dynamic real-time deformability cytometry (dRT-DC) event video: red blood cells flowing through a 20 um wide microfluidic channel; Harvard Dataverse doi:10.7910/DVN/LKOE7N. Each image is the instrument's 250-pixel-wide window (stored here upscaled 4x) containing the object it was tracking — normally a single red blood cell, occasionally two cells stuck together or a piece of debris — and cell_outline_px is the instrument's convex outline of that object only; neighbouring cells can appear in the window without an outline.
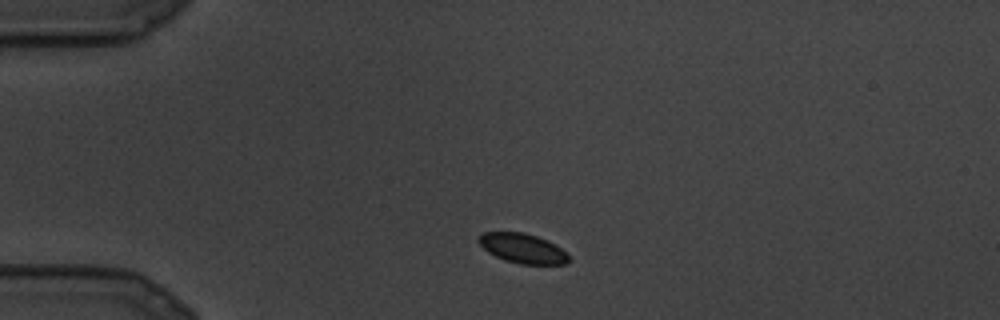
{"species": "common noctule bat (a hibernating species)", "species_latin": "Nyctalus noctula", "temperature_condition": "cold", "stored_images_in_passage": 5, "camera_frame_rate_fps": 3000, "um_per_image_px": 0.085, "animal": {"sex": "male", "body_mass_g": 19.5, "forearm_length_mm": 54.6}, "frame": {"image": 1, "passage_image": 1, "time_ms": 0.0, "image_size_px": [1000, 320], "cell_outline_px": [[568, 260], [564, 264], [520, 264], [504, 260], [488, 252], [476, 240], [484, 232], [524, 232], [548, 240], [556, 244], [568, 256]], "centroid_in_image_um": [44.4, 21.1], "position_along_channel_um": 40.6, "area_um2": 15.43}}
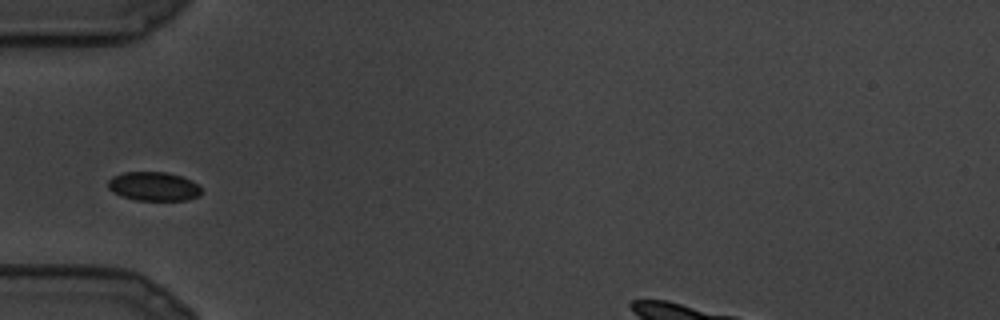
{"frame": {"image": 2, "passage_image": 4, "time_ms": 1.0, "image_size_px": [1000, 320], "cell_outline_px": [[200, 196], [188, 200], [136, 200], [112, 192], [108, 188], [108, 180], [112, 176], [124, 172], [168, 172], [192, 180], [200, 188]], "centroid_in_image_um": [13.05, 15.84], "position_along_channel_um": 71.9, "area_um2": 15.72}}